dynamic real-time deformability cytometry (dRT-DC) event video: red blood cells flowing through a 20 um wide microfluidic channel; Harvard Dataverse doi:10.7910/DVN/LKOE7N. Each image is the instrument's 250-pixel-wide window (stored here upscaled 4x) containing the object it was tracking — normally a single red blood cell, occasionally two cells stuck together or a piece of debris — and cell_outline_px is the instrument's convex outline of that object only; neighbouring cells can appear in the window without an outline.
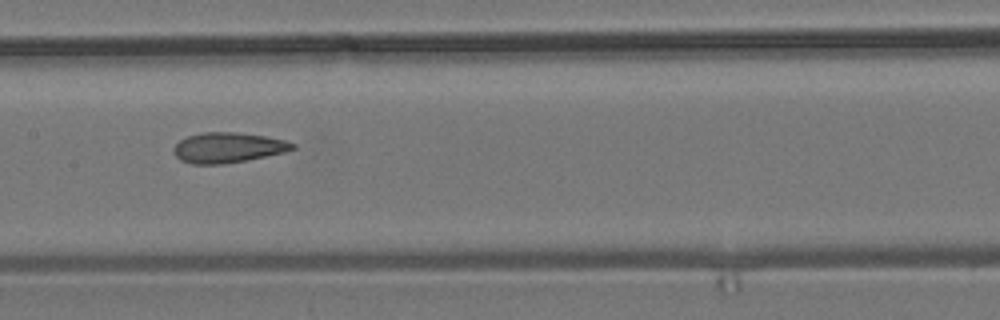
{"species": "common noctule bat (a hibernating species)", "species_latin": "Nyctalus noctula", "temperature_condition": "room temperature", "stored_images_in_passage": 9, "camera_frame_rate_fps": 3000, "um_per_image_px": 0.085, "animal": {"sex": "male", "body_mass_g": 19.2, "forearm_length_mm": 51.8}, "frame": {"image": 1, "passage_image": 7, "time_ms": 7.0, "image_size_px": [1000, 320], "cell_outline_px": [[296, 148], [284, 152], [244, 160], [220, 164], [192, 164], [180, 160], [172, 152], [172, 148], [180, 140], [188, 136], [200, 132], [236, 132], [264, 136], [284, 140], [296, 144]], "centroid_in_image_um": [19.33, 12.54], "position_along_channel_um": 188.1, "area_um2": 20.81}}
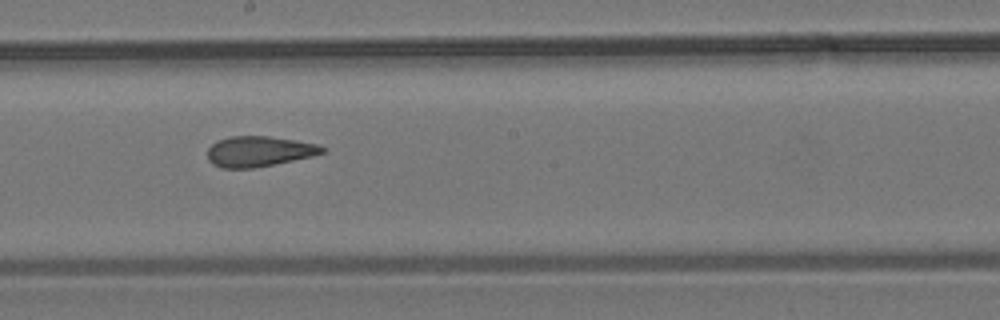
{"frame": {"image": 2, "passage_image": 8, "time_ms": 8.0, "image_size_px": [1000, 320], "cell_outline_px": [[328, 152], [312, 156], [252, 168], [220, 168], [212, 164], [208, 160], [208, 148], [216, 140], [232, 136], [268, 136], [296, 140], [320, 144], [328, 148]], "centroid_in_image_um": [22.05, 12.86], "position_along_channel_um": 226.2, "area_um2": 20.52}}
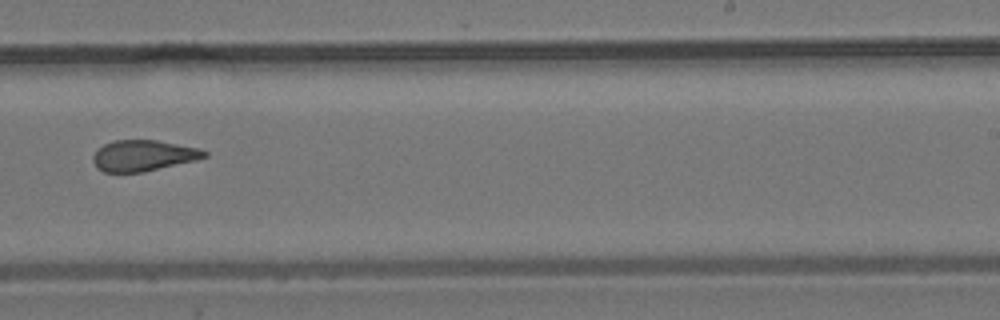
{"frame": {"image": 3, "passage_image": 9, "time_ms": 9.333, "image_size_px": [1000, 320], "cell_outline_px": [[208, 156], [196, 160], [144, 172], [104, 172], [96, 168], [92, 160], [92, 156], [104, 144], [112, 140], [156, 140], [200, 148], [208, 152]], "centroid_in_image_um": [12.18, 13.22], "position_along_channel_um": 276.8, "area_um2": 20.17}}